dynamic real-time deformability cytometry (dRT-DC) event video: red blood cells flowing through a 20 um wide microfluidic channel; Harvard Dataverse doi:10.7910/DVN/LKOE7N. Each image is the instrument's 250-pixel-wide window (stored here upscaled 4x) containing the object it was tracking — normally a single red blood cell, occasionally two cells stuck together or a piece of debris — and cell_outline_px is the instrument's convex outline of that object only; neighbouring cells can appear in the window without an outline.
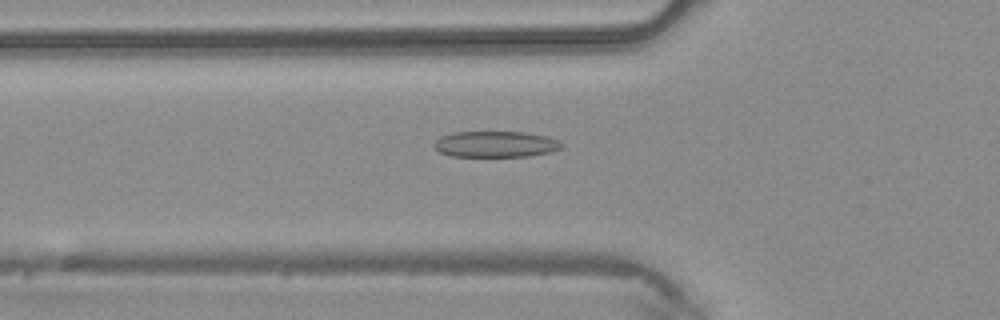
{"species": "common noctule bat (a hibernating species)", "species_latin": "Nyctalus noctula", "temperature_condition": "warm", "stored_images_in_passage": 46, "camera_frame_rate_fps": 3000, "um_per_image_px": 0.085, "animal": {"sex": "male", "body_mass_g": 20.4}, "frame": {"image": 1, "passage_image": 16, "time_ms": 5.0, "image_size_px": [1000, 320], "cell_outline_px": [[564, 144], [560, 148], [552, 152], [528, 156], [448, 156], [432, 148], [432, 144], [440, 136], [452, 132], [524, 132], [544, 136], [560, 140]], "centroid_in_image_um": [42.08, 12.26], "position_along_channel_um": 83.7, "area_um2": 19.54}}
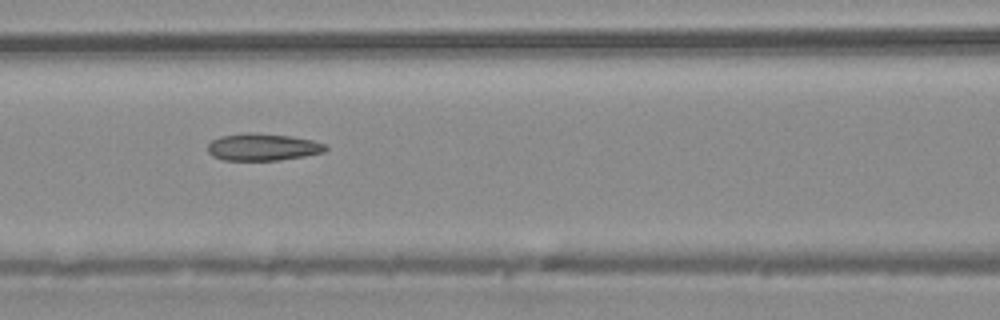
{"frame": {"image": 2, "passage_image": 20, "time_ms": 6.333, "image_size_px": [1000, 320], "cell_outline_px": [[328, 148], [324, 152], [304, 156], [280, 160], [224, 160], [212, 156], [208, 152], [208, 144], [212, 140], [220, 136], [248, 132], [292, 136], [312, 140], [324, 144]], "centroid_in_image_um": [22.32, 12.5], "position_along_channel_um": 144.3, "area_um2": 18.61}}
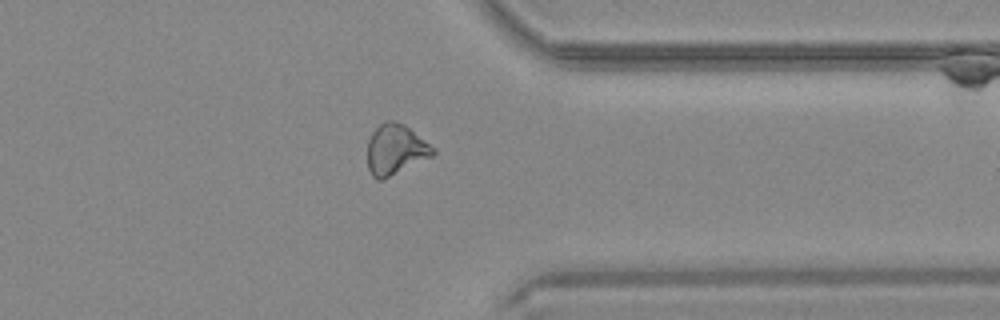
{"frame": {"image": 3, "passage_image": 36, "time_ms": 11.667, "image_size_px": [1000, 320], "cell_outline_px": [[436, 152], [432, 156], [384, 180], [376, 180], [372, 176], [368, 168], [368, 140], [372, 132], [384, 120], [396, 120], [404, 124], [436, 148]], "centroid_in_image_um": [33.62, 12.71], "position_along_channel_um": 377.8, "area_um2": 19.48}}